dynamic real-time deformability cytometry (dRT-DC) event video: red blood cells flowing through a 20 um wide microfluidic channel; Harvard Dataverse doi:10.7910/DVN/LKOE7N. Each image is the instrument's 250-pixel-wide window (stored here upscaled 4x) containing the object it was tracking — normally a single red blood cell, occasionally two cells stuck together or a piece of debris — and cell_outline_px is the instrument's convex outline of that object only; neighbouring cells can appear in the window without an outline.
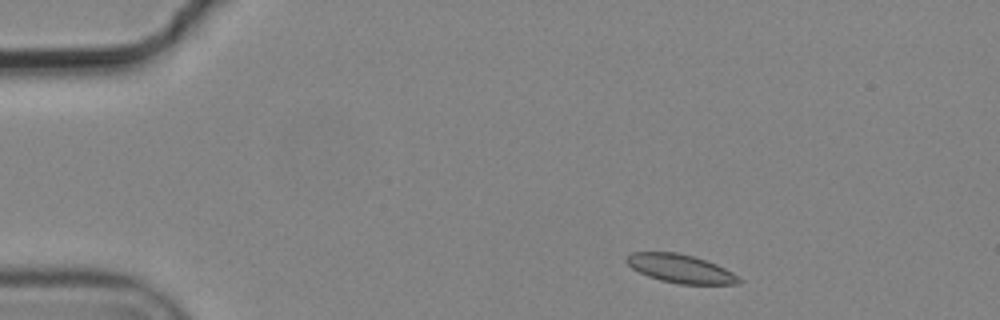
{"species": "common noctule bat (a hibernating species)", "species_latin": "Nyctalus noctula", "temperature_condition": "cold", "stored_images_in_passage": 4, "camera_frame_rate_fps": 3000, "um_per_image_px": 0.085, "animal": {"sex": "male", "body_mass_g": 19.2, "forearm_length_mm": 51.8}, "frame": {"image": 1, "passage_image": 1, "time_ms": 0.0, "image_size_px": [1000, 320], "cell_outline_px": [[744, 280], [740, 284], [680, 284], [660, 280], [648, 276], [632, 268], [624, 260], [632, 252], [676, 252], [708, 260], [732, 272]], "centroid_in_image_um": [57.87, 22.84], "position_along_channel_um": 27.1, "area_um2": 18.67}}
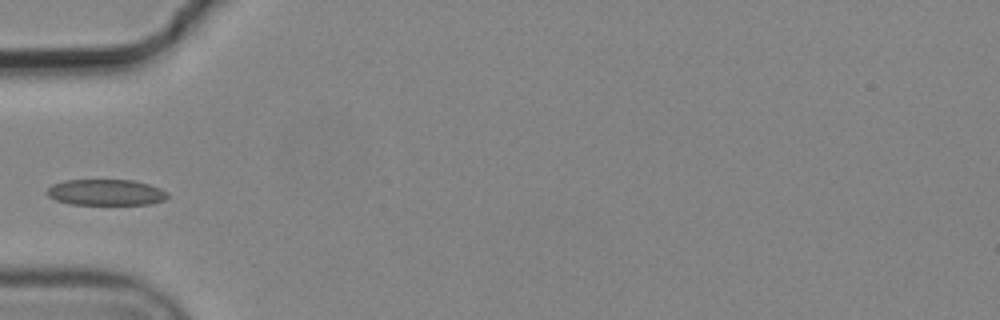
{"frame": {"image": 2, "passage_image": 4, "time_ms": 1.0, "image_size_px": [1000, 320], "cell_outline_px": [[168, 196], [164, 200], [152, 204], [68, 204], [56, 200], [48, 196], [48, 188], [52, 184], [64, 180], [132, 180], [148, 184], [160, 188], [168, 192]], "centroid_in_image_um": [9.01, 16.35], "position_along_channel_um": 76.0, "area_um2": 18.26}}